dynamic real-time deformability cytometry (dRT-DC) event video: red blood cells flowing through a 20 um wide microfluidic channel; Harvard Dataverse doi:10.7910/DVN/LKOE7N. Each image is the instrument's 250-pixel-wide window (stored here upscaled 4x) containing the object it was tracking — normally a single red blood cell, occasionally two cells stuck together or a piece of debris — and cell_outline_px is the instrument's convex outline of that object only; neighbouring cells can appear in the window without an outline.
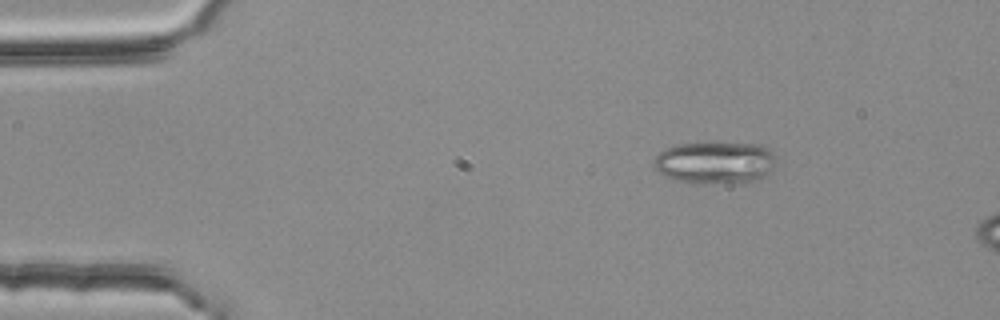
{"species": "common noctule bat (a hibernating species)", "species_latin": "Nyctalus noctula", "temperature_condition": "room temperature", "stored_images_in_passage": 4, "camera_frame_rate_fps": 3000, "um_per_image_px": 0.085, "animal": {"sex": "female", "body_mass_g": 25.1}, "frame": {"image": 1, "passage_image": 2, "time_ms": 0.333, "image_size_px": [1000, 320], "cell_outline_px": [[776, 156], [772, 168], [760, 180], [672, 180], [656, 172], [652, 164], [652, 160], [664, 148], [676, 144], [712, 140], [760, 144], [768, 148]], "centroid_in_image_um": [60.73, 13.7], "position_along_channel_um": 24.3, "area_um2": 30.0}}